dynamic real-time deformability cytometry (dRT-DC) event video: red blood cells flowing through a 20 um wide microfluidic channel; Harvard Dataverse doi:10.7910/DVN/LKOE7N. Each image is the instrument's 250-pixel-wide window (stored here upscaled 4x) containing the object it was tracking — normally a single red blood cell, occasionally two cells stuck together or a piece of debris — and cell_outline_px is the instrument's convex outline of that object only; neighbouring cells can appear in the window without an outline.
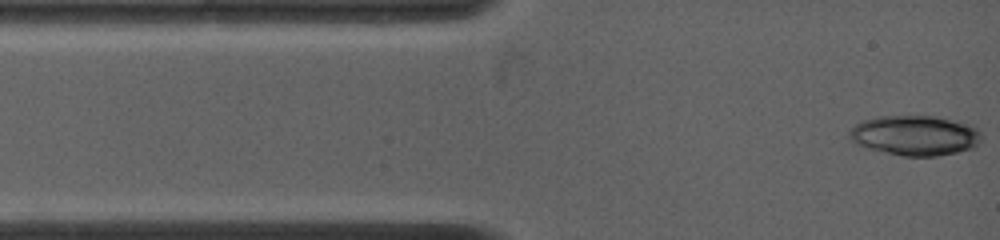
{"species": "common noctule bat (a hibernating species)", "species_latin": "Nyctalus noctula", "temperature_condition": "warm", "stored_images_in_passage": 31, "camera_frame_rate_fps": 4500, "um_per_image_px": 0.085, "animal": {"sex": "female", "body_mass_g": 19.0, "forearm_length_mm": 53.3}, "frame": {"image": 1, "passage_image": 1, "time_ms": 0.0, "image_size_px": [1000, 240], "cell_outline_px": [[980, 140], [972, 148], [956, 152], [936, 156], [904, 156], [868, 148], [852, 140], [848, 136], [848, 132], [856, 124], [864, 120], [876, 116], [936, 116], [972, 124], [980, 132]], "centroid_in_image_um": [77.79, 11.5], "position_along_channel_um": 7.2, "area_um2": 30.58}}
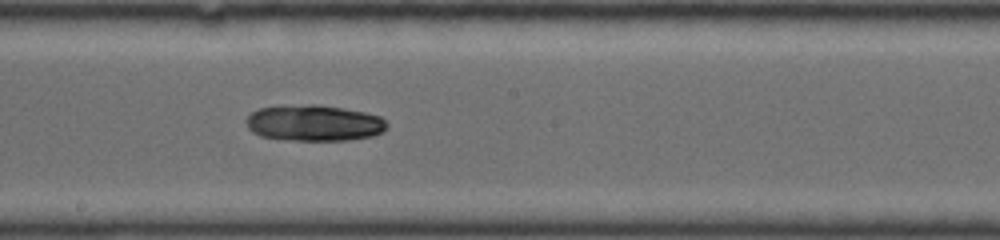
{"frame": {"image": 2, "passage_image": 17, "time_ms": 6.667, "image_size_px": [1000, 240], "cell_outline_px": [[388, 128], [384, 132], [372, 136], [348, 140], [284, 140], [260, 136], [252, 132], [248, 128], [248, 116], [252, 112], [260, 108], [312, 104], [316, 104], [344, 108], [364, 112], [380, 116], [388, 124]], "centroid_in_image_um": [26.74, 10.47], "position_along_channel_um": 221.5, "area_um2": 29.54}}
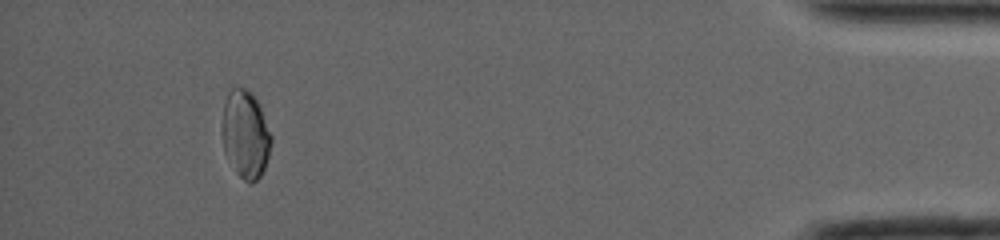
{"frame": {"image": 3, "passage_image": 30, "time_ms": 13.778, "image_size_px": [1000, 240], "cell_outline_px": [[272, 140], [268, 156], [264, 168], [260, 176], [252, 184], [244, 180], [236, 172], [224, 152], [224, 104], [228, 92], [232, 88], [244, 88], [256, 100], [260, 108], [272, 136]], "centroid_in_image_um": [20.88, 11.46], "position_along_channel_um": 414.3, "area_um2": 24.28}, "authors_computed_cell_mechanics": {"area_um2": 29.1312, "velocity_mm_per_s": 3.9135, "shape_relaxation_time_tau1_ms": null, "shape_relaxation_time_tau2_ms": 9.573, "deformation_change_tau1": null, "deformation_change_tau2": 0.1072}}